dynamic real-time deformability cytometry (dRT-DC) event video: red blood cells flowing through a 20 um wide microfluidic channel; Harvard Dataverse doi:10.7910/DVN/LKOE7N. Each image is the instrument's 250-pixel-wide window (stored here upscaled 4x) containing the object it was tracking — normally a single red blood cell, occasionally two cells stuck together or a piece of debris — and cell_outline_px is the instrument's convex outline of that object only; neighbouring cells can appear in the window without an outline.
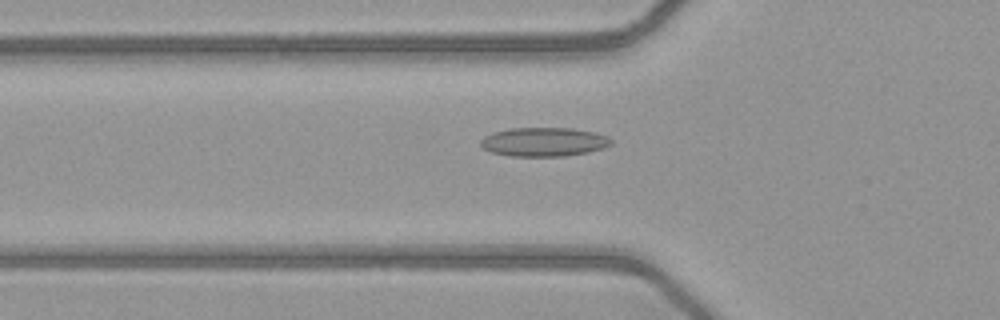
{"species": "common noctule bat (a hibernating species)", "species_latin": "Nyctalus noctula", "temperature_condition": "warm", "stored_images_in_passage": 51, "camera_frame_rate_fps": 3000, "um_per_image_px": 0.085, "animal": {"sex": "female", "body_mass_g": 21.9}, "frame": {"image": 1, "passage_image": 18, "time_ms": 5.667, "image_size_px": [1000, 320], "cell_outline_px": [[612, 144], [604, 148], [588, 152], [564, 156], [508, 156], [492, 152], [484, 148], [480, 144], [480, 140], [484, 136], [492, 132], [508, 128], [572, 128], [596, 132], [608, 136], [612, 140]], "centroid_in_image_um": [46.24, 12.05], "position_along_channel_um": 79.6, "area_um2": 22.2}}
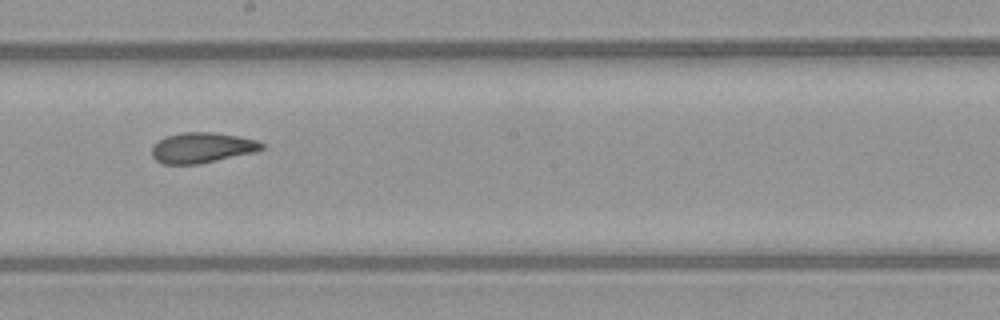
{"frame": {"image": 2, "passage_image": 29, "time_ms": 9.333, "image_size_px": [1000, 320], "cell_outline_px": [[264, 148], [256, 152], [200, 164], [164, 164], [156, 160], [152, 156], [152, 144], [164, 136], [184, 132], [212, 132], [236, 136], [256, 140], [264, 144]], "centroid_in_image_um": [17.15, 12.56], "position_along_channel_um": 231.1, "area_um2": 19.59}}
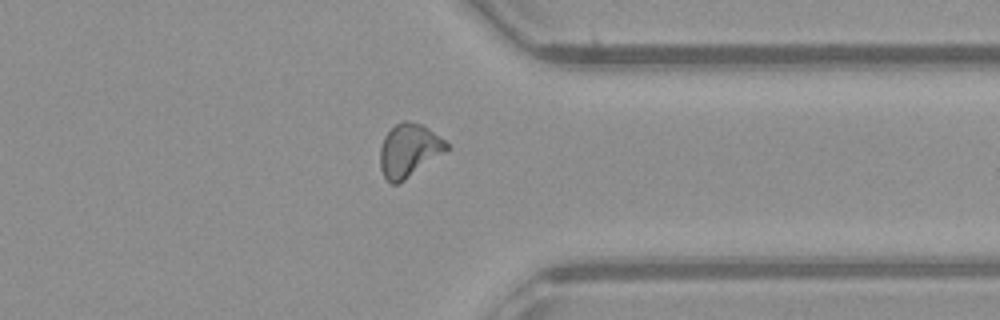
{"frame": {"image": 3, "passage_image": 40, "time_ms": 13.0, "image_size_px": [1000, 320], "cell_outline_px": [[452, 148], [404, 180], [396, 184], [392, 184], [384, 176], [380, 168], [380, 148], [384, 136], [396, 124], [404, 120], [408, 120], [424, 124], [444, 140]], "centroid_in_image_um": [34.78, 12.76], "position_along_channel_um": 376.6, "area_um2": 20.69}, "authors_computed_cell_mechanics": {"area_um2": 20.3456, "velocity_mm_per_s": 4.0874, "shape_relaxation_time_tau1_ms": null, "shape_relaxation_time_tau2_ms": 1.9127, "deformation_change_tau1": null, "deformation_change_tau2": 0.0808}}